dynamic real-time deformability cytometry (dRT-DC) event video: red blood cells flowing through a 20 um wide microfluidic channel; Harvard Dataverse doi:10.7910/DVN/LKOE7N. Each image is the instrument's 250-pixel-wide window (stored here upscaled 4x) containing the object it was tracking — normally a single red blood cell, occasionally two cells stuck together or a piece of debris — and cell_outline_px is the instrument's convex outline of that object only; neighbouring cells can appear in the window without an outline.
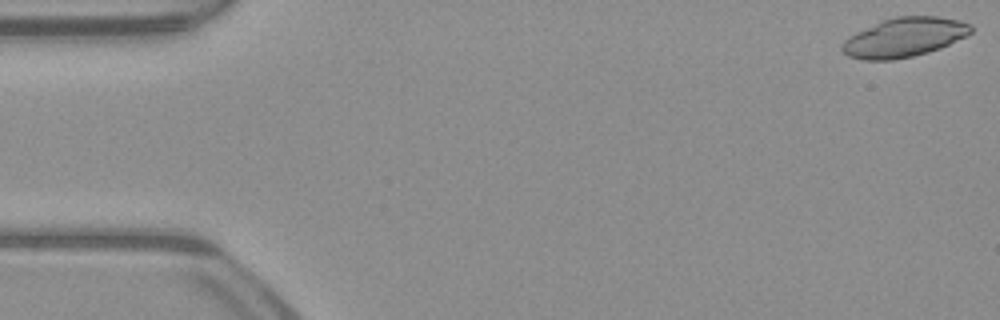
{"species": "common noctule bat (a hibernating species)", "species_latin": "Nyctalus noctula", "temperature_condition": "warm", "stored_images_in_passage": 51, "camera_frame_rate_fps": 3000, "um_per_image_px": 0.085, "animal": {"sex": "male", "body_mass_g": 23.1, "forearm_length_mm": 52.7}, "frame": {"image": 1, "passage_image": 1, "time_ms": 0.0, "image_size_px": [1000, 320], "cell_outline_px": [[972, 32], [968, 36], [940, 48], [928, 52], [912, 56], [892, 60], [864, 60], [848, 56], [840, 48], [840, 44], [848, 36], [856, 32], [884, 20], [896, 16], [936, 16], [960, 20], [972, 24]], "centroid_in_image_um": [76.88, 3.18], "position_along_channel_um": 8.1, "area_um2": 29.54}}